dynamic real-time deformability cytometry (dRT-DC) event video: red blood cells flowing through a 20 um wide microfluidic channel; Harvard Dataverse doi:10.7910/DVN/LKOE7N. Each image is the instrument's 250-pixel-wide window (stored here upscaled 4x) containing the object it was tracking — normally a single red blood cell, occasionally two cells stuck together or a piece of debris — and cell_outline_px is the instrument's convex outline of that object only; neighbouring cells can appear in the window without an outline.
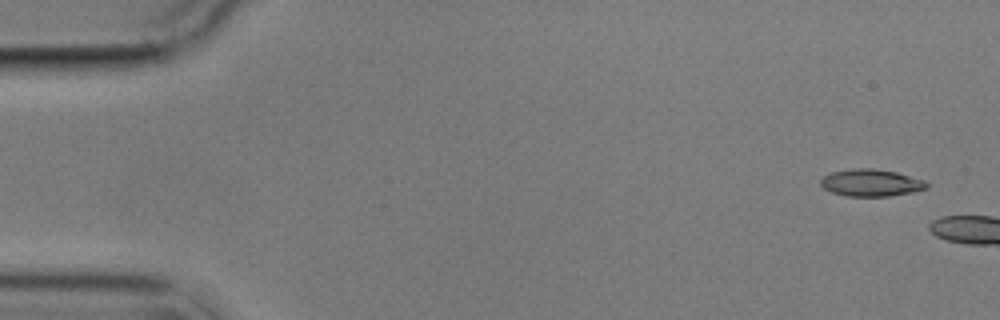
{"species": "common noctule bat (a hibernating species)", "species_latin": "Nyctalus noctula", "temperature_condition": "cold", "stored_images_in_passage": 2, "camera_frame_rate_fps": 3000, "um_per_image_px": 0.085, "animal": {"sex": "male", "body_mass_g": 17.9}, "frame": {"image": 1, "passage_image": 1, "time_ms": 0.0, "image_size_px": [1000, 320], "cell_outline_px": [[928, 188], [912, 192], [888, 196], [844, 196], [832, 192], [824, 188], [820, 184], [820, 180], [824, 176], [832, 172], [856, 168], [872, 168], [896, 172], [924, 180], [928, 184]], "centroid_in_image_um": [74.03, 15.54], "position_along_channel_um": 11.0, "area_um2": 16.65}}